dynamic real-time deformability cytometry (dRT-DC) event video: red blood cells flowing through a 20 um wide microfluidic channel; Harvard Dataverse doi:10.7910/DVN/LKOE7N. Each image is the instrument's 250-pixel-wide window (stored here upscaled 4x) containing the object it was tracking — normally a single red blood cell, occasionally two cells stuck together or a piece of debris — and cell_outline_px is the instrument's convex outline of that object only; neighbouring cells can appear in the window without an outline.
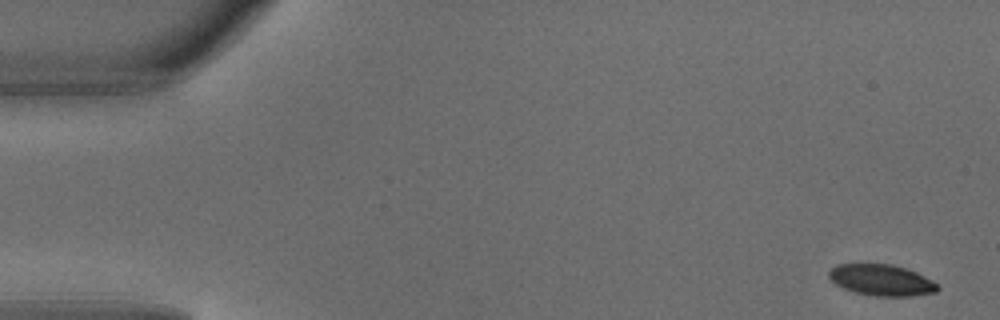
{"species": "common noctule bat (a hibernating species)", "species_latin": "Nyctalus noctula", "temperature_condition": "warm", "stored_images_in_passage": 3, "camera_frame_rate_fps": 3000, "um_per_image_px": 0.085, "animal": {"sex": "male", "body_mass_g": 18.8}, "frame": {"image": 1, "passage_image": 1, "time_ms": 0.0, "image_size_px": [1000, 320], "cell_outline_px": [[940, 288], [936, 292], [912, 296], [872, 296], [856, 292], [844, 288], [836, 284], [828, 276], [828, 272], [836, 264], [892, 264], [916, 272], [932, 280]], "centroid_in_image_um": [74.93, 23.81], "position_along_channel_um": 10.1, "area_um2": 19.65}}